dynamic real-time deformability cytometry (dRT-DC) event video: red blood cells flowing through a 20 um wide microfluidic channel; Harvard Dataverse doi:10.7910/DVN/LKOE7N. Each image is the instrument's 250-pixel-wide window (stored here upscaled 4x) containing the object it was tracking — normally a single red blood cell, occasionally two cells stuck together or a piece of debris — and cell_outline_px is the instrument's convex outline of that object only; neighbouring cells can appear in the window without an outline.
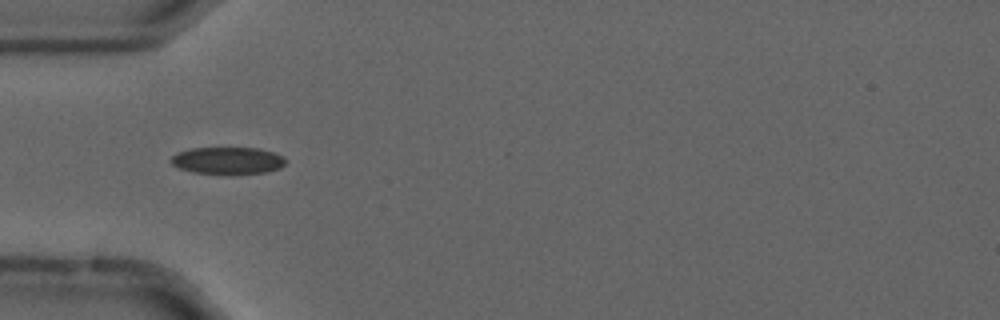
{"species": "common noctule bat (a hibernating species)", "species_latin": "Nyctalus noctula", "temperature_condition": "cold", "stored_images_in_passage": 4, "camera_frame_rate_fps": 3000, "um_per_image_px": 0.085, "animal": {"sex": "male", "forearm_length_mm": 52.5}, "frame": {"image": 1, "passage_image": 1, "time_ms": 0.0, "image_size_px": [1000, 320], "cell_outline_px": [[288, 160], [280, 168], [264, 172], [192, 172], [180, 168], [172, 164], [168, 160], [176, 152], [192, 148], [260, 148], [284, 156]], "centroid_in_image_um": [19.34, 13.61], "position_along_channel_um": 65.7, "area_um2": 17.63}}